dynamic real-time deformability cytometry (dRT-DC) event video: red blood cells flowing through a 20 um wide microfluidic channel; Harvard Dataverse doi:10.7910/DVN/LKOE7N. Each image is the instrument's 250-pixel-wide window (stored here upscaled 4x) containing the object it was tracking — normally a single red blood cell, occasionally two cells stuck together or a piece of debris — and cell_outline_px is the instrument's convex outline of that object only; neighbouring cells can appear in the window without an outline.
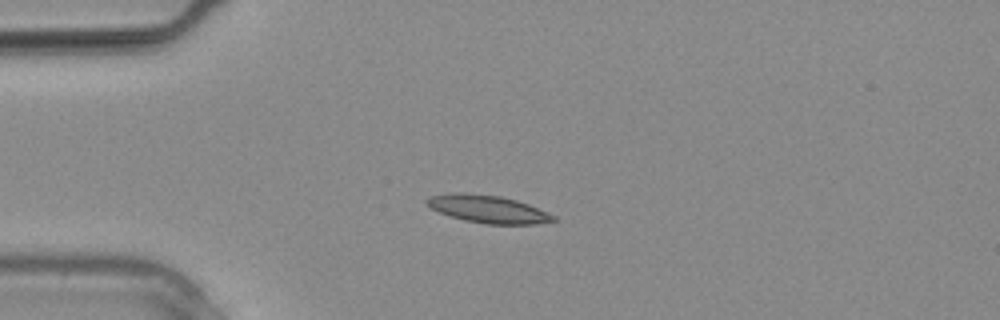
{"species": "common noctule bat (a hibernating species)", "species_latin": "Nyctalus noctula", "temperature_condition": "warm", "stored_images_in_passage": 9, "camera_frame_rate_fps": 3000, "um_per_image_px": 0.085, "animal": {"sex": "male", "body_mass_g": 20.4}, "frame": {"image": 1, "passage_image": 6, "time_ms": 1.667, "image_size_px": [1000, 320], "cell_outline_px": [[556, 220], [536, 224], [484, 224], [464, 220], [440, 212], [432, 208], [424, 200], [428, 196], [448, 192], [464, 192], [500, 196], [516, 200], [528, 204], [556, 216]], "centroid_in_image_um": [41.45, 17.76], "position_along_channel_um": 43.6, "area_um2": 20.4}}